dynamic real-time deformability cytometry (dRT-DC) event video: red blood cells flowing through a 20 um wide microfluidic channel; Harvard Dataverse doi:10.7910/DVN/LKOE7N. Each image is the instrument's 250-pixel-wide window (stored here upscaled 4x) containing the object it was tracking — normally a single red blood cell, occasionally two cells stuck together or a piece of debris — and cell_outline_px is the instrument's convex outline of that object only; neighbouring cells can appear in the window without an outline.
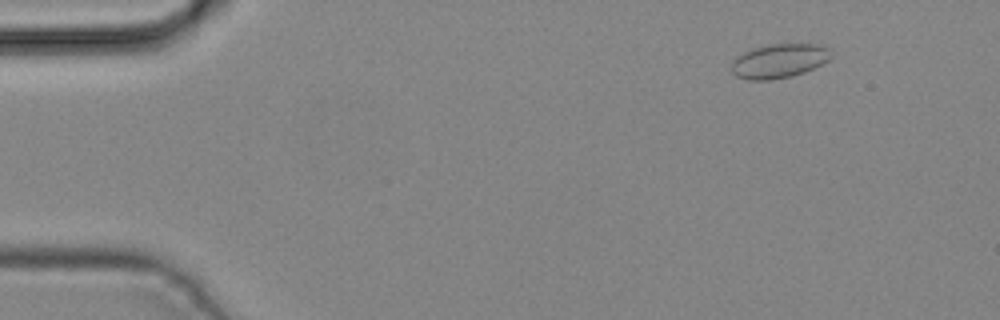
{"species": "common noctule bat (a hibernating species)", "species_latin": "Nyctalus noctula", "temperature_condition": "cold", "stored_images_in_passage": 5, "camera_frame_rate_fps": 3000, "um_per_image_px": 0.085, "animal": {"sex": "male", "body_mass_g": 19.2, "forearm_length_mm": 51.8}, "frame": {"image": 1, "passage_image": 2, "time_ms": 0.333, "image_size_px": [1000, 320], "cell_outline_px": [[832, 56], [828, 60], [804, 72], [792, 76], [772, 80], [748, 80], [736, 76], [732, 72], [732, 60], [736, 56], [752, 48], [768, 44], [820, 44], [828, 48], [832, 52]], "centroid_in_image_um": [66.2, 5.17], "position_along_channel_um": 18.8, "area_um2": 19.94}}